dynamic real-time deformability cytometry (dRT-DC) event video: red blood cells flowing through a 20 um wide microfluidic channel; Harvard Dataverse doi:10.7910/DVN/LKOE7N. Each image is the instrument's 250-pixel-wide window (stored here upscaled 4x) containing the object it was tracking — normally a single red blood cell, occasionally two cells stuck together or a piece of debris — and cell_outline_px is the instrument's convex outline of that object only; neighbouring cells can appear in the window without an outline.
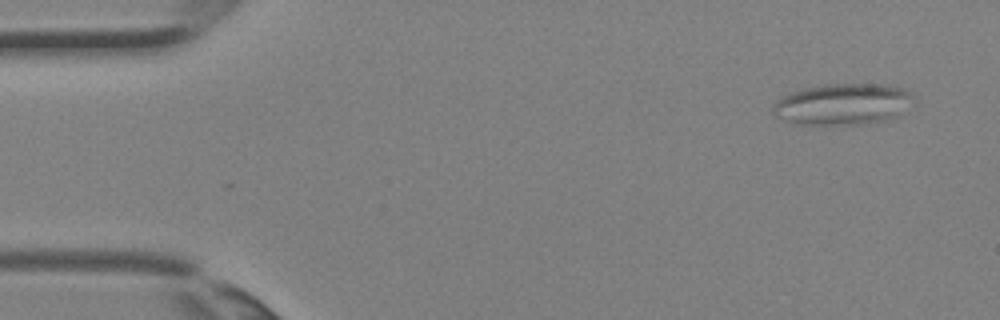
{"species": "Egyptian fruit bat (a non-hibernating species)", "species_latin": "Rousettus aegyptiacus", "temperature_condition": "room temperature", "stored_images_in_passage": 2, "camera_frame_rate_fps": 3000, "um_per_image_px": 0.085, "animal": {"sex": "female"}, "frame": {"image": 1, "passage_image": 1, "time_ms": 0.0, "image_size_px": [1000, 320], "cell_outline_px": [[916, 100], [896, 116], [888, 120], [864, 124], [804, 124], [772, 116], [772, 108], [776, 100], [780, 96], [804, 88], [828, 84], [884, 84], [904, 88], [912, 92], [916, 96]], "centroid_in_image_um": [71.68, 8.84], "position_along_channel_um": 13.3, "area_um2": 34.04}}